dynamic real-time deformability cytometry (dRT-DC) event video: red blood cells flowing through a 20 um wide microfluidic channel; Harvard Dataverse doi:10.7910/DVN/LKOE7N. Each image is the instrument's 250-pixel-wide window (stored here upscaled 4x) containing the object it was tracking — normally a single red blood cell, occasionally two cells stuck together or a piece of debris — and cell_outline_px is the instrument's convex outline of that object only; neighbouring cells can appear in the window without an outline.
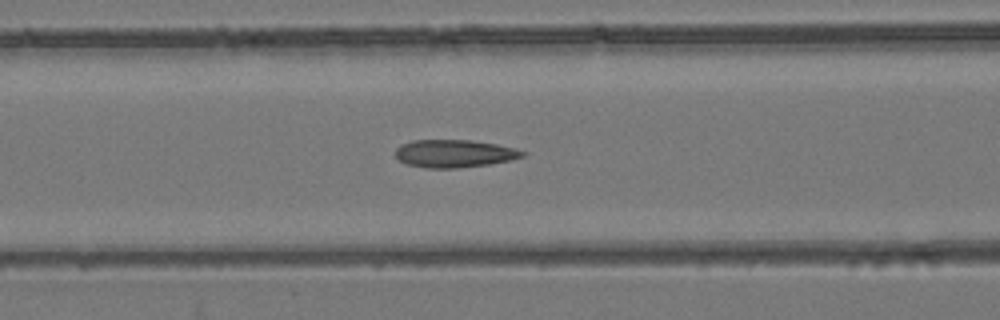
{"species": "common noctule bat (a hibernating species)", "species_latin": "Nyctalus noctula", "temperature_condition": "room temperature", "stored_images_in_passage": 7, "camera_frame_rate_fps": 3000, "um_per_image_px": 0.085, "animal": {"sex": "female", "body_mass_g": 24.6, "forearm_length_mm": 56.2}, "frame": {"image": 1, "passage_image": 7, "time_ms": 2.0, "image_size_px": [1000, 320], "cell_outline_px": [[528, 152], [524, 156], [512, 160], [488, 164], [456, 168], [428, 168], [404, 164], [396, 156], [396, 148], [400, 144], [412, 140], [472, 140], [496, 144], [516, 148]], "centroid_in_image_um": [38.63, 13.05], "position_along_channel_um": 128.0, "area_um2": 20.69}}